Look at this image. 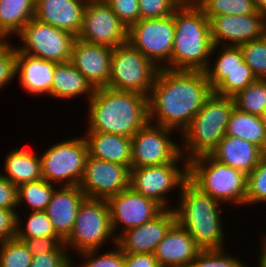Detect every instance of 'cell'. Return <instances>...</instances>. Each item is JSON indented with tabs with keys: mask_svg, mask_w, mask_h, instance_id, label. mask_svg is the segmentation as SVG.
Listing matches in <instances>:
<instances>
[{
	"mask_svg": "<svg viewBox=\"0 0 266 267\" xmlns=\"http://www.w3.org/2000/svg\"><path fill=\"white\" fill-rule=\"evenodd\" d=\"M113 49L76 38L70 62L94 89L108 86Z\"/></svg>",
	"mask_w": 266,
	"mask_h": 267,
	"instance_id": "cell-19",
	"label": "cell"
},
{
	"mask_svg": "<svg viewBox=\"0 0 266 267\" xmlns=\"http://www.w3.org/2000/svg\"><path fill=\"white\" fill-rule=\"evenodd\" d=\"M16 37L22 42L20 45L15 44L20 52L56 63L70 61L77 38L67 31L42 23L35 17L25 24Z\"/></svg>",
	"mask_w": 266,
	"mask_h": 267,
	"instance_id": "cell-11",
	"label": "cell"
},
{
	"mask_svg": "<svg viewBox=\"0 0 266 267\" xmlns=\"http://www.w3.org/2000/svg\"><path fill=\"white\" fill-rule=\"evenodd\" d=\"M111 228L117 238L125 230L139 227L157 216L164 208L155 200L145 197L130 186L107 200Z\"/></svg>",
	"mask_w": 266,
	"mask_h": 267,
	"instance_id": "cell-15",
	"label": "cell"
},
{
	"mask_svg": "<svg viewBox=\"0 0 266 267\" xmlns=\"http://www.w3.org/2000/svg\"><path fill=\"white\" fill-rule=\"evenodd\" d=\"M187 180L188 160L181 154L172 163L131 168L129 186L139 194L155 200L164 209H173L176 204L173 196L175 192L178 193L175 197L179 196Z\"/></svg>",
	"mask_w": 266,
	"mask_h": 267,
	"instance_id": "cell-8",
	"label": "cell"
},
{
	"mask_svg": "<svg viewBox=\"0 0 266 267\" xmlns=\"http://www.w3.org/2000/svg\"><path fill=\"white\" fill-rule=\"evenodd\" d=\"M32 258L25 243L16 237L0 242V267H30Z\"/></svg>",
	"mask_w": 266,
	"mask_h": 267,
	"instance_id": "cell-36",
	"label": "cell"
},
{
	"mask_svg": "<svg viewBox=\"0 0 266 267\" xmlns=\"http://www.w3.org/2000/svg\"><path fill=\"white\" fill-rule=\"evenodd\" d=\"M265 230L260 232L261 234H260V238L258 242V244L260 243L259 244L260 247H258V249L260 250L259 251L260 253L257 254L258 260L257 261L255 260V262H257L256 263L257 266H254V267H266V231Z\"/></svg>",
	"mask_w": 266,
	"mask_h": 267,
	"instance_id": "cell-49",
	"label": "cell"
},
{
	"mask_svg": "<svg viewBox=\"0 0 266 267\" xmlns=\"http://www.w3.org/2000/svg\"><path fill=\"white\" fill-rule=\"evenodd\" d=\"M76 257H79V260H76ZM76 257L73 259V267H124V252L117 245L105 251L103 249L84 251Z\"/></svg>",
	"mask_w": 266,
	"mask_h": 267,
	"instance_id": "cell-35",
	"label": "cell"
},
{
	"mask_svg": "<svg viewBox=\"0 0 266 267\" xmlns=\"http://www.w3.org/2000/svg\"><path fill=\"white\" fill-rule=\"evenodd\" d=\"M56 187L45 179L21 184L17 187V212L24 207L28 212L45 211Z\"/></svg>",
	"mask_w": 266,
	"mask_h": 267,
	"instance_id": "cell-31",
	"label": "cell"
},
{
	"mask_svg": "<svg viewBox=\"0 0 266 267\" xmlns=\"http://www.w3.org/2000/svg\"><path fill=\"white\" fill-rule=\"evenodd\" d=\"M118 18L129 28L140 20L139 0H104Z\"/></svg>",
	"mask_w": 266,
	"mask_h": 267,
	"instance_id": "cell-43",
	"label": "cell"
},
{
	"mask_svg": "<svg viewBox=\"0 0 266 267\" xmlns=\"http://www.w3.org/2000/svg\"><path fill=\"white\" fill-rule=\"evenodd\" d=\"M261 119H262V122H263V124L265 126V129H266V110L261 115Z\"/></svg>",
	"mask_w": 266,
	"mask_h": 267,
	"instance_id": "cell-51",
	"label": "cell"
},
{
	"mask_svg": "<svg viewBox=\"0 0 266 267\" xmlns=\"http://www.w3.org/2000/svg\"><path fill=\"white\" fill-rule=\"evenodd\" d=\"M70 252H49L33 256L30 267H73Z\"/></svg>",
	"mask_w": 266,
	"mask_h": 267,
	"instance_id": "cell-45",
	"label": "cell"
},
{
	"mask_svg": "<svg viewBox=\"0 0 266 267\" xmlns=\"http://www.w3.org/2000/svg\"><path fill=\"white\" fill-rule=\"evenodd\" d=\"M174 23L169 69L205 71L213 48L208 18L195 2L181 3L174 11Z\"/></svg>",
	"mask_w": 266,
	"mask_h": 267,
	"instance_id": "cell-4",
	"label": "cell"
},
{
	"mask_svg": "<svg viewBox=\"0 0 266 267\" xmlns=\"http://www.w3.org/2000/svg\"><path fill=\"white\" fill-rule=\"evenodd\" d=\"M176 222L173 209H163L153 219L139 227L125 230L116 238V245L124 253H154L159 242Z\"/></svg>",
	"mask_w": 266,
	"mask_h": 267,
	"instance_id": "cell-18",
	"label": "cell"
},
{
	"mask_svg": "<svg viewBox=\"0 0 266 267\" xmlns=\"http://www.w3.org/2000/svg\"><path fill=\"white\" fill-rule=\"evenodd\" d=\"M86 198L79 186H57L45 210L56 233L65 241L72 233L80 204Z\"/></svg>",
	"mask_w": 266,
	"mask_h": 267,
	"instance_id": "cell-22",
	"label": "cell"
},
{
	"mask_svg": "<svg viewBox=\"0 0 266 267\" xmlns=\"http://www.w3.org/2000/svg\"><path fill=\"white\" fill-rule=\"evenodd\" d=\"M124 267H161L153 253H124Z\"/></svg>",
	"mask_w": 266,
	"mask_h": 267,
	"instance_id": "cell-48",
	"label": "cell"
},
{
	"mask_svg": "<svg viewBox=\"0 0 266 267\" xmlns=\"http://www.w3.org/2000/svg\"><path fill=\"white\" fill-rule=\"evenodd\" d=\"M33 256L49 252H69L61 237H41L21 240Z\"/></svg>",
	"mask_w": 266,
	"mask_h": 267,
	"instance_id": "cell-44",
	"label": "cell"
},
{
	"mask_svg": "<svg viewBox=\"0 0 266 267\" xmlns=\"http://www.w3.org/2000/svg\"><path fill=\"white\" fill-rule=\"evenodd\" d=\"M181 3L180 0H139L140 19L170 16Z\"/></svg>",
	"mask_w": 266,
	"mask_h": 267,
	"instance_id": "cell-42",
	"label": "cell"
},
{
	"mask_svg": "<svg viewBox=\"0 0 266 267\" xmlns=\"http://www.w3.org/2000/svg\"><path fill=\"white\" fill-rule=\"evenodd\" d=\"M234 107L233 97L212 92L189 126L178 135L182 156L189 161L194 157L210 154L225 136Z\"/></svg>",
	"mask_w": 266,
	"mask_h": 267,
	"instance_id": "cell-5",
	"label": "cell"
},
{
	"mask_svg": "<svg viewBox=\"0 0 266 267\" xmlns=\"http://www.w3.org/2000/svg\"><path fill=\"white\" fill-rule=\"evenodd\" d=\"M229 248L220 250H201L189 267H248V263L232 255Z\"/></svg>",
	"mask_w": 266,
	"mask_h": 267,
	"instance_id": "cell-38",
	"label": "cell"
},
{
	"mask_svg": "<svg viewBox=\"0 0 266 267\" xmlns=\"http://www.w3.org/2000/svg\"><path fill=\"white\" fill-rule=\"evenodd\" d=\"M82 135L89 156L132 168L131 138L102 132H85Z\"/></svg>",
	"mask_w": 266,
	"mask_h": 267,
	"instance_id": "cell-25",
	"label": "cell"
},
{
	"mask_svg": "<svg viewBox=\"0 0 266 267\" xmlns=\"http://www.w3.org/2000/svg\"><path fill=\"white\" fill-rule=\"evenodd\" d=\"M175 133L179 134L150 122L139 129L131 138L132 168L161 165L176 160L181 155V141L176 139L177 135L173 136Z\"/></svg>",
	"mask_w": 266,
	"mask_h": 267,
	"instance_id": "cell-13",
	"label": "cell"
},
{
	"mask_svg": "<svg viewBox=\"0 0 266 267\" xmlns=\"http://www.w3.org/2000/svg\"><path fill=\"white\" fill-rule=\"evenodd\" d=\"M236 69H251L244 61L240 46L213 45L208 67L204 71L212 90Z\"/></svg>",
	"mask_w": 266,
	"mask_h": 267,
	"instance_id": "cell-28",
	"label": "cell"
},
{
	"mask_svg": "<svg viewBox=\"0 0 266 267\" xmlns=\"http://www.w3.org/2000/svg\"><path fill=\"white\" fill-rule=\"evenodd\" d=\"M256 9L266 14V0H253Z\"/></svg>",
	"mask_w": 266,
	"mask_h": 267,
	"instance_id": "cell-50",
	"label": "cell"
},
{
	"mask_svg": "<svg viewBox=\"0 0 266 267\" xmlns=\"http://www.w3.org/2000/svg\"><path fill=\"white\" fill-rule=\"evenodd\" d=\"M225 135L248 141L266 154V129L261 116L248 114L234 107Z\"/></svg>",
	"mask_w": 266,
	"mask_h": 267,
	"instance_id": "cell-30",
	"label": "cell"
},
{
	"mask_svg": "<svg viewBox=\"0 0 266 267\" xmlns=\"http://www.w3.org/2000/svg\"><path fill=\"white\" fill-rule=\"evenodd\" d=\"M174 36V13L162 18L140 19L128 28V42L159 69H169Z\"/></svg>",
	"mask_w": 266,
	"mask_h": 267,
	"instance_id": "cell-12",
	"label": "cell"
},
{
	"mask_svg": "<svg viewBox=\"0 0 266 267\" xmlns=\"http://www.w3.org/2000/svg\"><path fill=\"white\" fill-rule=\"evenodd\" d=\"M27 147L13 148L5 153L3 170L0 175L8 179L15 186L43 179L41 159L34 151Z\"/></svg>",
	"mask_w": 266,
	"mask_h": 267,
	"instance_id": "cell-27",
	"label": "cell"
},
{
	"mask_svg": "<svg viewBox=\"0 0 266 267\" xmlns=\"http://www.w3.org/2000/svg\"><path fill=\"white\" fill-rule=\"evenodd\" d=\"M244 61L257 79H266V33L258 39L240 45Z\"/></svg>",
	"mask_w": 266,
	"mask_h": 267,
	"instance_id": "cell-39",
	"label": "cell"
},
{
	"mask_svg": "<svg viewBox=\"0 0 266 267\" xmlns=\"http://www.w3.org/2000/svg\"><path fill=\"white\" fill-rule=\"evenodd\" d=\"M266 155L259 164L247 175L246 206H266Z\"/></svg>",
	"mask_w": 266,
	"mask_h": 267,
	"instance_id": "cell-37",
	"label": "cell"
},
{
	"mask_svg": "<svg viewBox=\"0 0 266 267\" xmlns=\"http://www.w3.org/2000/svg\"><path fill=\"white\" fill-rule=\"evenodd\" d=\"M34 14L35 0H0V40L11 41Z\"/></svg>",
	"mask_w": 266,
	"mask_h": 267,
	"instance_id": "cell-29",
	"label": "cell"
},
{
	"mask_svg": "<svg viewBox=\"0 0 266 267\" xmlns=\"http://www.w3.org/2000/svg\"><path fill=\"white\" fill-rule=\"evenodd\" d=\"M212 92L204 71L159 69L148 95L149 122L181 135Z\"/></svg>",
	"mask_w": 266,
	"mask_h": 267,
	"instance_id": "cell-1",
	"label": "cell"
},
{
	"mask_svg": "<svg viewBox=\"0 0 266 267\" xmlns=\"http://www.w3.org/2000/svg\"><path fill=\"white\" fill-rule=\"evenodd\" d=\"M209 155L248 175L266 154L248 141L225 135Z\"/></svg>",
	"mask_w": 266,
	"mask_h": 267,
	"instance_id": "cell-24",
	"label": "cell"
},
{
	"mask_svg": "<svg viewBox=\"0 0 266 267\" xmlns=\"http://www.w3.org/2000/svg\"><path fill=\"white\" fill-rule=\"evenodd\" d=\"M195 3L208 20L219 15H250L258 11L253 0H197Z\"/></svg>",
	"mask_w": 266,
	"mask_h": 267,
	"instance_id": "cell-34",
	"label": "cell"
},
{
	"mask_svg": "<svg viewBox=\"0 0 266 267\" xmlns=\"http://www.w3.org/2000/svg\"><path fill=\"white\" fill-rule=\"evenodd\" d=\"M64 244L72 258L73 254L116 245L107 200L87 197L83 200L77 212L74 229Z\"/></svg>",
	"mask_w": 266,
	"mask_h": 267,
	"instance_id": "cell-7",
	"label": "cell"
},
{
	"mask_svg": "<svg viewBox=\"0 0 266 267\" xmlns=\"http://www.w3.org/2000/svg\"><path fill=\"white\" fill-rule=\"evenodd\" d=\"M23 211L25 212V215H22ZM41 237H60L56 233L51 219L47 215L46 211L28 212L22 209V211L20 210V212H17L16 238L19 240H25Z\"/></svg>",
	"mask_w": 266,
	"mask_h": 267,
	"instance_id": "cell-32",
	"label": "cell"
},
{
	"mask_svg": "<svg viewBox=\"0 0 266 267\" xmlns=\"http://www.w3.org/2000/svg\"><path fill=\"white\" fill-rule=\"evenodd\" d=\"M95 89L87 79L68 61L57 63L53 74V82L50 92V98L57 100H76L83 98L85 104L94 95ZM84 96V97H83ZM74 98V99H73Z\"/></svg>",
	"mask_w": 266,
	"mask_h": 267,
	"instance_id": "cell-26",
	"label": "cell"
},
{
	"mask_svg": "<svg viewBox=\"0 0 266 267\" xmlns=\"http://www.w3.org/2000/svg\"><path fill=\"white\" fill-rule=\"evenodd\" d=\"M182 3L196 2L197 0H180Z\"/></svg>",
	"mask_w": 266,
	"mask_h": 267,
	"instance_id": "cell-52",
	"label": "cell"
},
{
	"mask_svg": "<svg viewBox=\"0 0 266 267\" xmlns=\"http://www.w3.org/2000/svg\"><path fill=\"white\" fill-rule=\"evenodd\" d=\"M235 108L261 116L266 110V79H257L234 97Z\"/></svg>",
	"mask_w": 266,
	"mask_h": 267,
	"instance_id": "cell-33",
	"label": "cell"
},
{
	"mask_svg": "<svg viewBox=\"0 0 266 267\" xmlns=\"http://www.w3.org/2000/svg\"><path fill=\"white\" fill-rule=\"evenodd\" d=\"M88 0H35L34 17L77 37Z\"/></svg>",
	"mask_w": 266,
	"mask_h": 267,
	"instance_id": "cell-20",
	"label": "cell"
},
{
	"mask_svg": "<svg viewBox=\"0 0 266 267\" xmlns=\"http://www.w3.org/2000/svg\"><path fill=\"white\" fill-rule=\"evenodd\" d=\"M158 70L159 68L127 41L112 51L107 88L134 91L148 96Z\"/></svg>",
	"mask_w": 266,
	"mask_h": 267,
	"instance_id": "cell-10",
	"label": "cell"
},
{
	"mask_svg": "<svg viewBox=\"0 0 266 267\" xmlns=\"http://www.w3.org/2000/svg\"><path fill=\"white\" fill-rule=\"evenodd\" d=\"M77 38L114 49L128 41V28L104 0H88Z\"/></svg>",
	"mask_w": 266,
	"mask_h": 267,
	"instance_id": "cell-14",
	"label": "cell"
},
{
	"mask_svg": "<svg viewBox=\"0 0 266 267\" xmlns=\"http://www.w3.org/2000/svg\"><path fill=\"white\" fill-rule=\"evenodd\" d=\"M257 78L252 69H236L229 73L213 92L217 95L234 97L238 92L244 90L250 83Z\"/></svg>",
	"mask_w": 266,
	"mask_h": 267,
	"instance_id": "cell-40",
	"label": "cell"
},
{
	"mask_svg": "<svg viewBox=\"0 0 266 267\" xmlns=\"http://www.w3.org/2000/svg\"><path fill=\"white\" fill-rule=\"evenodd\" d=\"M213 45L240 46L266 33V14L219 15L209 19Z\"/></svg>",
	"mask_w": 266,
	"mask_h": 267,
	"instance_id": "cell-17",
	"label": "cell"
},
{
	"mask_svg": "<svg viewBox=\"0 0 266 267\" xmlns=\"http://www.w3.org/2000/svg\"><path fill=\"white\" fill-rule=\"evenodd\" d=\"M56 62L43 60L22 53L17 49L16 77L25 93L37 96H49L53 82Z\"/></svg>",
	"mask_w": 266,
	"mask_h": 267,
	"instance_id": "cell-23",
	"label": "cell"
},
{
	"mask_svg": "<svg viewBox=\"0 0 266 267\" xmlns=\"http://www.w3.org/2000/svg\"><path fill=\"white\" fill-rule=\"evenodd\" d=\"M17 47L14 41L0 42V90L16 80Z\"/></svg>",
	"mask_w": 266,
	"mask_h": 267,
	"instance_id": "cell-41",
	"label": "cell"
},
{
	"mask_svg": "<svg viewBox=\"0 0 266 267\" xmlns=\"http://www.w3.org/2000/svg\"><path fill=\"white\" fill-rule=\"evenodd\" d=\"M200 251L188 231L175 222L153 254L161 267H189Z\"/></svg>",
	"mask_w": 266,
	"mask_h": 267,
	"instance_id": "cell-21",
	"label": "cell"
},
{
	"mask_svg": "<svg viewBox=\"0 0 266 267\" xmlns=\"http://www.w3.org/2000/svg\"><path fill=\"white\" fill-rule=\"evenodd\" d=\"M86 105L85 132L132 138L149 122L148 96L138 92L99 88Z\"/></svg>",
	"mask_w": 266,
	"mask_h": 267,
	"instance_id": "cell-2",
	"label": "cell"
},
{
	"mask_svg": "<svg viewBox=\"0 0 266 267\" xmlns=\"http://www.w3.org/2000/svg\"><path fill=\"white\" fill-rule=\"evenodd\" d=\"M130 169L117 163L87 157L79 188L87 198L108 200L129 187Z\"/></svg>",
	"mask_w": 266,
	"mask_h": 267,
	"instance_id": "cell-16",
	"label": "cell"
},
{
	"mask_svg": "<svg viewBox=\"0 0 266 267\" xmlns=\"http://www.w3.org/2000/svg\"><path fill=\"white\" fill-rule=\"evenodd\" d=\"M0 209H17V186L1 175Z\"/></svg>",
	"mask_w": 266,
	"mask_h": 267,
	"instance_id": "cell-47",
	"label": "cell"
},
{
	"mask_svg": "<svg viewBox=\"0 0 266 267\" xmlns=\"http://www.w3.org/2000/svg\"><path fill=\"white\" fill-rule=\"evenodd\" d=\"M188 179L225 207L246 208L247 175L241 170L204 154L188 161Z\"/></svg>",
	"mask_w": 266,
	"mask_h": 267,
	"instance_id": "cell-6",
	"label": "cell"
},
{
	"mask_svg": "<svg viewBox=\"0 0 266 267\" xmlns=\"http://www.w3.org/2000/svg\"><path fill=\"white\" fill-rule=\"evenodd\" d=\"M175 199L176 205L173 210L176 222L188 231L201 250L228 248L227 244L230 242L225 241L228 239V232L224 228L227 227V223L223 215L227 207L223 208V204L202 192L189 179L183 184L179 196Z\"/></svg>",
	"mask_w": 266,
	"mask_h": 267,
	"instance_id": "cell-3",
	"label": "cell"
},
{
	"mask_svg": "<svg viewBox=\"0 0 266 267\" xmlns=\"http://www.w3.org/2000/svg\"><path fill=\"white\" fill-rule=\"evenodd\" d=\"M17 209H0V242L16 237Z\"/></svg>",
	"mask_w": 266,
	"mask_h": 267,
	"instance_id": "cell-46",
	"label": "cell"
},
{
	"mask_svg": "<svg viewBox=\"0 0 266 267\" xmlns=\"http://www.w3.org/2000/svg\"><path fill=\"white\" fill-rule=\"evenodd\" d=\"M70 138L50 143L39 155L43 179L57 186H78L89 155L82 134Z\"/></svg>",
	"mask_w": 266,
	"mask_h": 267,
	"instance_id": "cell-9",
	"label": "cell"
}]
</instances>
